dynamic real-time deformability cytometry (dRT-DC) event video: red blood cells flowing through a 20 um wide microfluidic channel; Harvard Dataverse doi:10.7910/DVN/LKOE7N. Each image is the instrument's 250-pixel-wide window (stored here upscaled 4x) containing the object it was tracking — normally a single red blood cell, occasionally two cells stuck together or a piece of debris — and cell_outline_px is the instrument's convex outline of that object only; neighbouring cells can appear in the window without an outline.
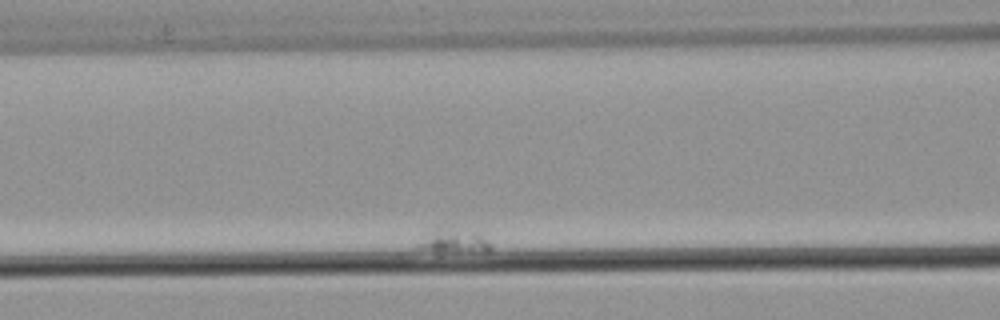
{"species": "common noctule bat (a hibernating species)", "species_latin": "Nyctalus noctula", "temperature_condition": "warm", "stored_images_in_passage": 7, "camera_frame_rate_fps": 3000, "um_per_image_px": 0.085, "animal": {"sex": "male", "body_mass_g": 21.5, "forearm_length_mm": 52.0}, "frame": {"image": 1, "passage_image": 5, "time_ms": 1.333, "image_size_px": [1000, 320], "cell_outline_px": [[492, 248], [488, 252], [440, 256], [416, 248], [416, 244], [440, 228], [452, 224], [476, 232], [488, 240], [492, 244]], "centroid_in_image_um": [38.63, 20.57], "position_along_channel_um": 128.0, "area_um2": 11.5}}